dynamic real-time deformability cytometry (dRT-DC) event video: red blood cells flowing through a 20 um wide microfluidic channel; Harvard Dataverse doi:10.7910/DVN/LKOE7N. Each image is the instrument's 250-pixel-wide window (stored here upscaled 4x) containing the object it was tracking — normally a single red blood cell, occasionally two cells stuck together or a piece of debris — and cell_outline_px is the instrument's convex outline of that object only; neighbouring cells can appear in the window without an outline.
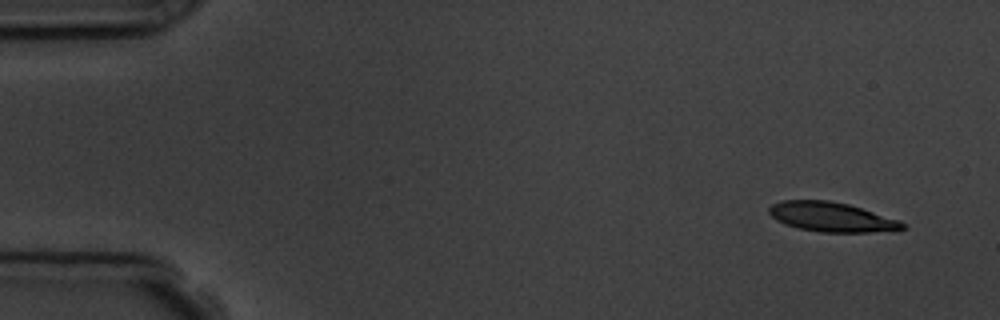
{"species": "common noctule bat (a hibernating species)", "species_latin": "Nyctalus noctula", "temperature_condition": "room temperature", "stored_images_in_passage": 6, "camera_frame_rate_fps": 3000, "um_per_image_px": 0.085, "animal": {"sex": "male", "body_mass_g": 19.5, "forearm_length_mm": 54.6}, "frame": {"image": 1, "passage_image": 1, "time_ms": 0.0, "image_size_px": [1000, 320], "cell_outline_px": [[908, 228], [900, 232], [820, 232], [800, 228], [784, 224], [776, 220], [768, 212], [768, 208], [772, 204], [780, 200], [828, 200], [848, 204], [900, 220]], "centroid_in_image_um": [70.74, 18.46], "position_along_channel_um": 14.3, "area_um2": 23.29}}
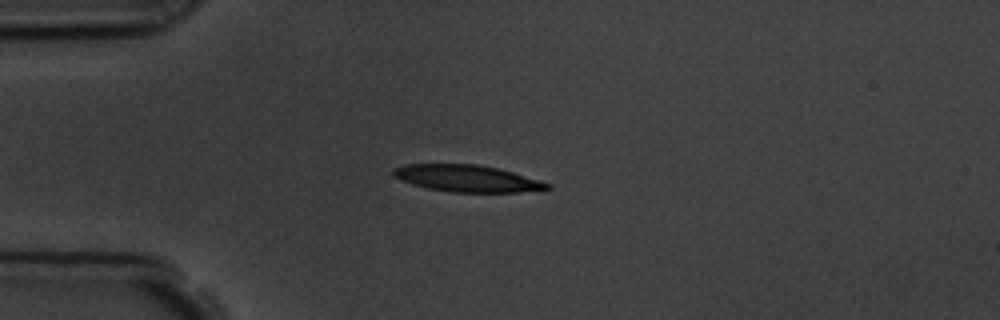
{"frame": {"image": 2, "passage_image": 4, "time_ms": 3.333, "image_size_px": [1000, 320], "cell_outline_px": [[552, 188], [520, 192], [452, 192], [428, 188], [412, 184], [400, 180], [392, 172], [392, 168], [404, 164], [476, 164], [496, 168], [512, 172], [540, 180], [552, 184]], "centroid_in_image_um": [39.69, 15.16], "position_along_channel_um": 45.3, "area_um2": 23.93}}